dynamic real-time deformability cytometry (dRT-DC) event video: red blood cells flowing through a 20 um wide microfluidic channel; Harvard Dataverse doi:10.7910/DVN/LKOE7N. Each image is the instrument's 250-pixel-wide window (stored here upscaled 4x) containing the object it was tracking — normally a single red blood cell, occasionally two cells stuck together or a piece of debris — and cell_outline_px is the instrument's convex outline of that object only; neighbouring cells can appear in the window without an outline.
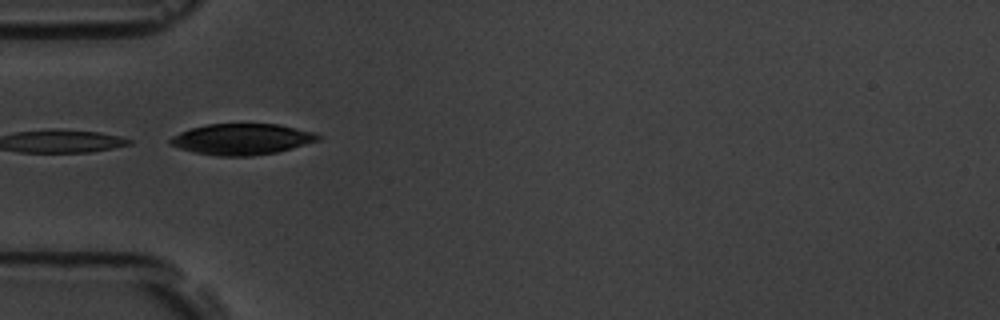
{"species": "common noctule bat (a hibernating species)", "species_latin": "Nyctalus noctula", "temperature_condition": "room temperature", "stored_images_in_passage": 24, "camera_frame_rate_fps": 3000, "um_per_image_px": 0.085, "animal": {"sex": "male", "body_mass_g": 19.5, "forearm_length_mm": 54.6}, "frame": {"image": 1, "passage_image": 1, "time_ms": 0.0, "image_size_px": [1000, 320], "cell_outline_px": [[320, 140], [276, 152], [252, 156], [220, 156], [196, 152], [180, 148], [168, 144], [168, 140], [172, 136], [180, 132], [192, 128], [208, 124], [276, 124], [316, 132], [320, 136]], "centroid_in_image_um": [20.55, 11.83], "position_along_channel_um": 64.4, "area_um2": 26.53}}